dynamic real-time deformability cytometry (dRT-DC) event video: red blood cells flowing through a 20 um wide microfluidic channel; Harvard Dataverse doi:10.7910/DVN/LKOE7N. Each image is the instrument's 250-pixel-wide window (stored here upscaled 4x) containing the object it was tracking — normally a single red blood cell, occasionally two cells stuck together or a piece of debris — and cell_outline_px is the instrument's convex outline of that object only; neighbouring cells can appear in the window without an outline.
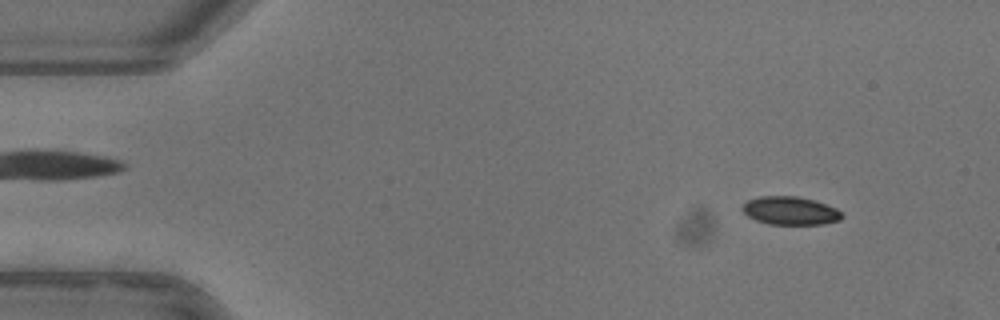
{"species": "common noctule bat (a hibernating species)", "species_latin": "Nyctalus noctula", "temperature_condition": "warm", "stored_images_in_passage": 52, "camera_frame_rate_fps": 3000, "um_per_image_px": 0.085, "animal": {"sex": "female"}, "frame": {"image": 1, "passage_image": 5, "time_ms": 1.333, "image_size_px": [1000, 320], "cell_outline_px": [[844, 216], [840, 220], [824, 224], [768, 224], [756, 220], [748, 216], [740, 208], [748, 200], [760, 196], [796, 196], [812, 200], [836, 208]], "centroid_in_image_um": [67.16, 17.91], "position_along_channel_um": 17.8, "area_um2": 16.24}}
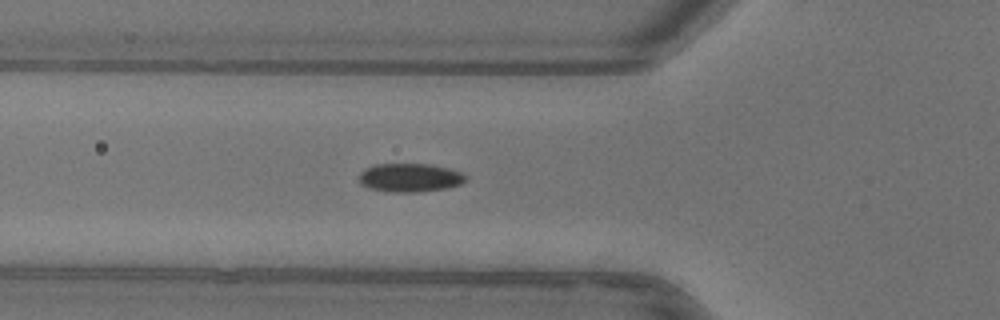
{"frame": {"image": 2, "passage_image": 18, "time_ms": 5.667, "image_size_px": [1000, 320], "cell_outline_px": [[468, 176], [460, 184], [448, 188], [416, 192], [388, 192], [368, 188], [360, 184], [360, 172], [364, 168], [376, 164], [428, 164], [448, 168], [460, 172]], "centroid_in_image_um": [34.81, 15.1], "position_along_channel_um": 91.0, "area_um2": 17.8}}
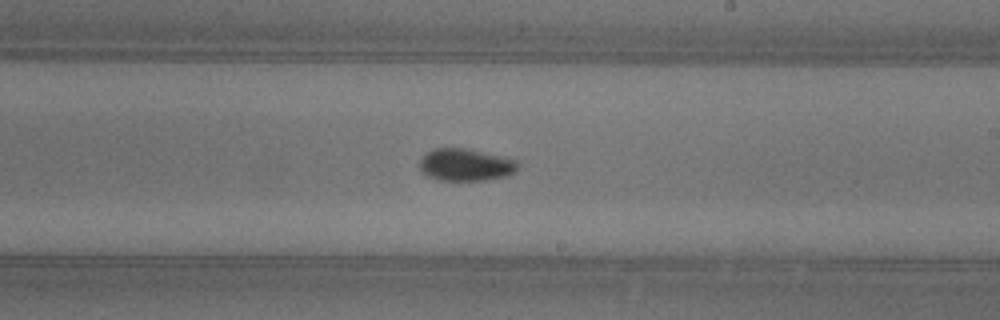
{"frame": {"image": 3, "passage_image": 30, "time_ms": 9.667, "image_size_px": [1000, 320], "cell_outline_px": [[520, 164], [516, 172], [508, 176], [484, 180], [440, 180], [428, 176], [420, 168], [420, 160], [424, 152], [432, 148], [472, 148], [516, 160]], "centroid_in_image_um": [39.6, 13.99], "position_along_channel_um": 249.4, "area_um2": 18.79}, "authors_computed_cell_mechanics": {"area_um2": 17.5134, "velocity_mm_per_s": 3.9551, "shape_relaxation_time_tau1_ms": 5.6721, "shape_relaxation_time_tau2_ms": null, "deformation_change_tau1": 0.129, "deformation_change_tau2": null}}